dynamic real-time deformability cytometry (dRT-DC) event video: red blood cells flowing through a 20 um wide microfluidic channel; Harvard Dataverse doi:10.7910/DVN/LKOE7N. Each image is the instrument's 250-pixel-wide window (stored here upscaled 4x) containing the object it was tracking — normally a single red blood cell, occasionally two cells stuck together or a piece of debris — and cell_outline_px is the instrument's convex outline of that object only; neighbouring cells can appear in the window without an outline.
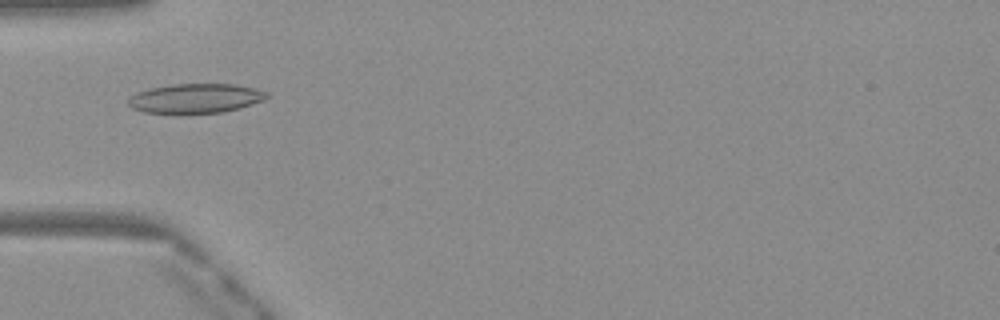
{"species": "Egyptian fruit bat (a non-hibernating species)", "species_latin": "Rousettus aegyptiacus", "temperature_condition": "warm", "stored_images_in_passage": 37, "camera_frame_rate_fps": 3000, "um_per_image_px": 0.085, "frame": {"image": 1, "passage_image": 4, "time_ms": 1.0, "image_size_px": [1000, 320], "cell_outline_px": [[268, 96], [264, 100], [240, 108], [220, 112], [180, 116], [176, 116], [144, 112], [132, 108], [128, 104], [128, 100], [136, 92], [152, 88], [172, 84], [236, 84], [268, 92]], "centroid_in_image_um": [16.58, 8.4], "position_along_channel_um": 68.4, "area_um2": 24.45}}
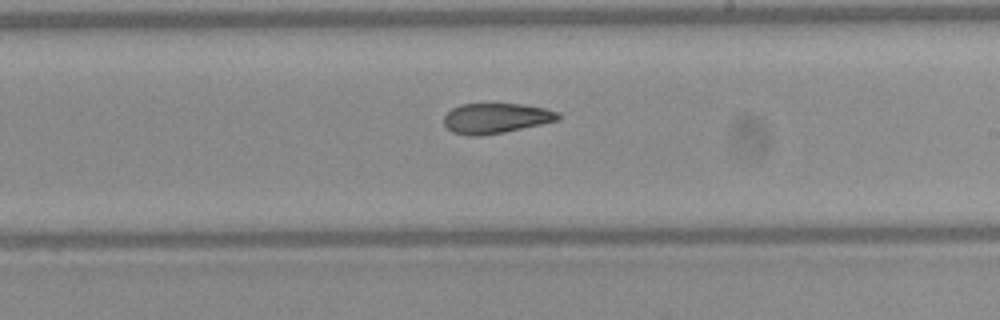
{"frame": {"image": 2, "passage_image": 17, "time_ms": 5.333, "image_size_px": [1000, 320], "cell_outline_px": [[560, 120], [504, 132], [480, 136], [468, 136], [452, 132], [444, 124], [444, 116], [452, 108], [460, 104], [524, 104], [544, 108], [560, 112]], "centroid_in_image_um": [42.16, 10.05], "position_along_channel_um": 246.8, "area_um2": 20.17}}
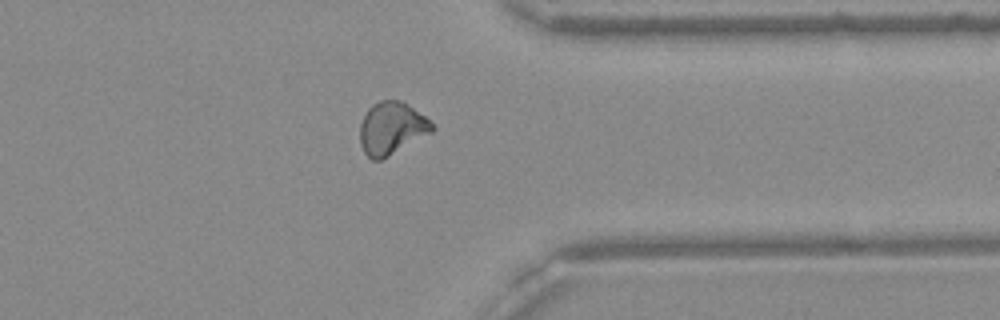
{"frame": {"image": 3, "passage_image": 27, "time_ms": 8.667, "image_size_px": [1000, 320], "cell_outline_px": [[436, 128], [432, 132], [388, 156], [380, 160], [372, 160], [364, 152], [360, 144], [360, 124], [368, 108], [372, 104], [380, 100], [400, 100], [408, 104], [424, 116]], "centroid_in_image_um": [33.27, 10.89], "position_along_channel_um": 378.1, "area_um2": 21.91}, "authors_computed_cell_mechanics": {"area_um2": 21.2704, "velocity_mm_per_s": 4.0962, "shape_relaxation_time_tau1_ms": null, "shape_relaxation_time_tau2_ms": 4.8621, "deformation_change_tau1": null, "deformation_change_tau2": 0.119}}